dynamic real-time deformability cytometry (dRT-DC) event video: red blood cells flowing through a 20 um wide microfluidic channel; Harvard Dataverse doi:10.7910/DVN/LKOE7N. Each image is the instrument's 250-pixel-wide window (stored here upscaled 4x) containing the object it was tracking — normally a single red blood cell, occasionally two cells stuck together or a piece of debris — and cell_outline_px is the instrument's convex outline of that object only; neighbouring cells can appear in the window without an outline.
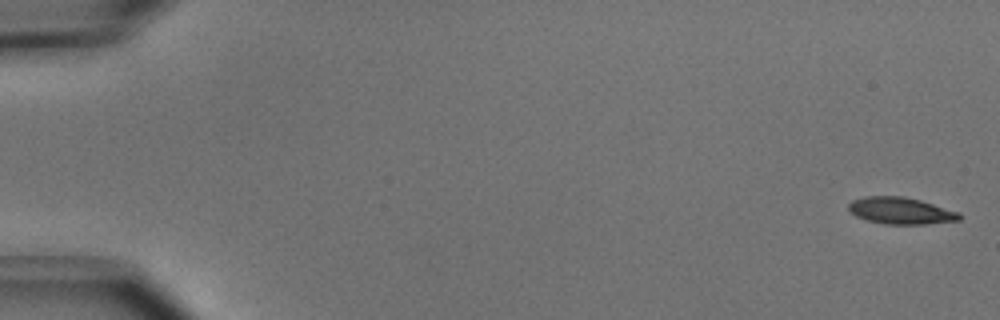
{"species": "common noctule bat (a hibernating species)", "species_latin": "Nyctalus noctula", "temperature_condition": "cold", "stored_images_in_passage": 51, "camera_frame_rate_fps": 3000, "um_per_image_px": 0.085, "animal": {"sex": "male", "body_mass_g": 15.6}, "frame": {"image": 1, "passage_image": 1, "time_ms": 0.0, "image_size_px": [1000, 320], "cell_outline_px": [[960, 220], [924, 224], [884, 224], [864, 220], [856, 216], [848, 208], [848, 204], [852, 200], [864, 196], [904, 196], [920, 200], [960, 212]], "centroid_in_image_um": [76.54, 17.91], "position_along_channel_um": 8.5, "area_um2": 17.34}}
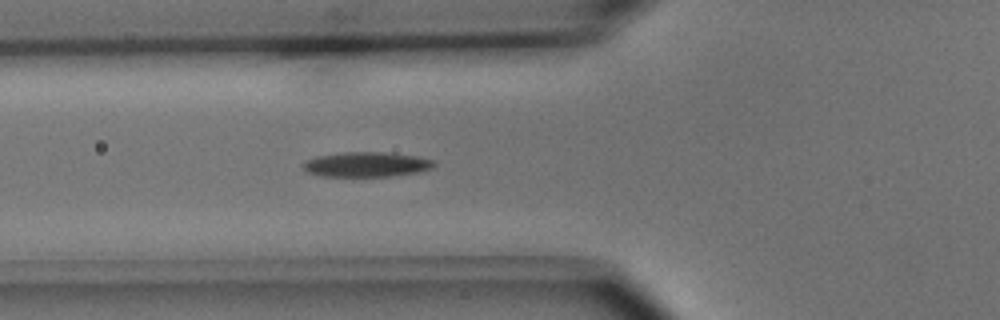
{"frame": {"image": 2, "passage_image": 19, "time_ms": 6.0, "image_size_px": [1000, 320], "cell_outline_px": [[436, 164], [432, 168], [420, 172], [388, 176], [320, 176], [308, 172], [304, 168], [304, 164], [308, 160], [316, 156], [344, 152], [392, 152], [416, 156], [432, 160]], "centroid_in_image_um": [31.19, 13.97], "position_along_channel_um": 94.6, "area_um2": 18.9}}
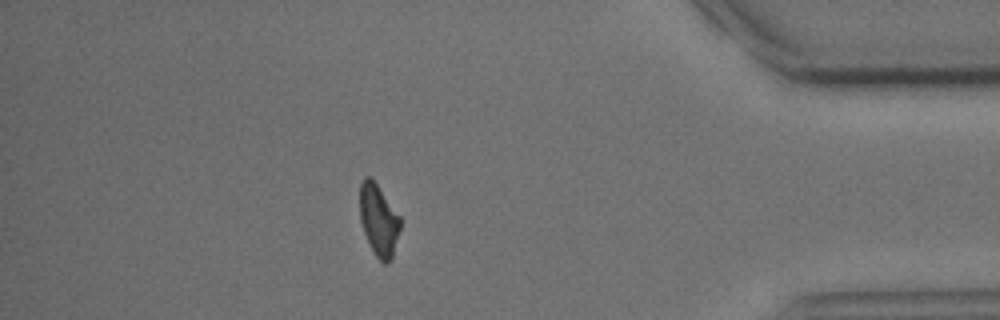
{"frame": {"image": 3, "passage_image": 45, "time_ms": 14.667, "image_size_px": [1000, 320], "cell_outline_px": [[400, 228], [392, 260], [388, 264], [384, 264], [376, 256], [364, 232], [360, 220], [360, 184], [364, 176], [368, 176], [376, 184], [400, 216]], "centroid_in_image_um": [32.19, 18.74], "position_along_channel_um": 403.0, "area_um2": 16.65}, "authors_computed_cell_mechanics": {"area_um2": 18.0336, "velocity_mm_per_s": 3.967, "shape_relaxation_time_tau1_ms": 3.3352, "shape_relaxation_time_tau2_ms": null, "deformation_change_tau1": 0.1329, "deformation_change_tau2": null}}